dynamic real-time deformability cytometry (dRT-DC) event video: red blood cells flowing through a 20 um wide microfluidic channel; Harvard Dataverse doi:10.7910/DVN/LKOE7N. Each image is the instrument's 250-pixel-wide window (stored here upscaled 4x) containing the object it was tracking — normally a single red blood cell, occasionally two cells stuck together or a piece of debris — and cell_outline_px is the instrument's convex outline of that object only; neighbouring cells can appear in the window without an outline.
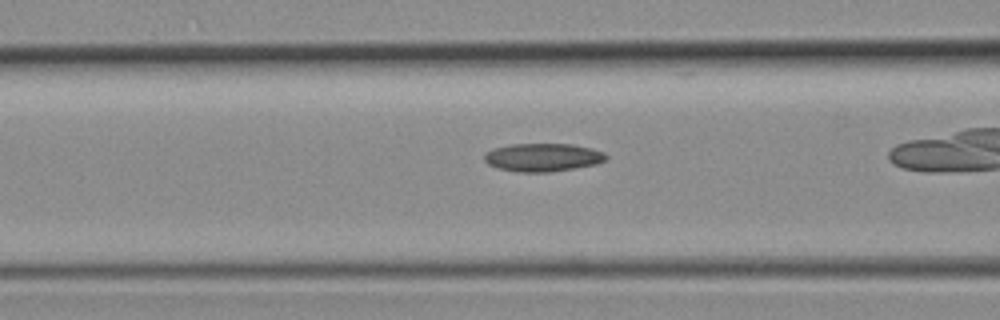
{"species": "common noctule bat (a hibernating species)", "species_latin": "Nyctalus noctula", "temperature_condition": "room temperature", "stored_images_in_passage": 29, "camera_frame_rate_fps": 3000, "um_per_image_px": 0.085, "animal": {"sex": "female", "body_mass_g": 19.3, "forearm_length_mm": 54.1}, "frame": {"image": 1, "passage_image": 13, "time_ms": 4.0, "image_size_px": [1000, 320], "cell_outline_px": [[608, 156], [604, 160], [596, 164], [552, 172], [516, 172], [496, 168], [488, 164], [484, 160], [484, 156], [492, 148], [512, 144], [572, 144], [592, 148], [604, 152]], "centroid_in_image_um": [46.13, 13.38], "position_along_channel_um": 120.5, "area_um2": 20.06}}
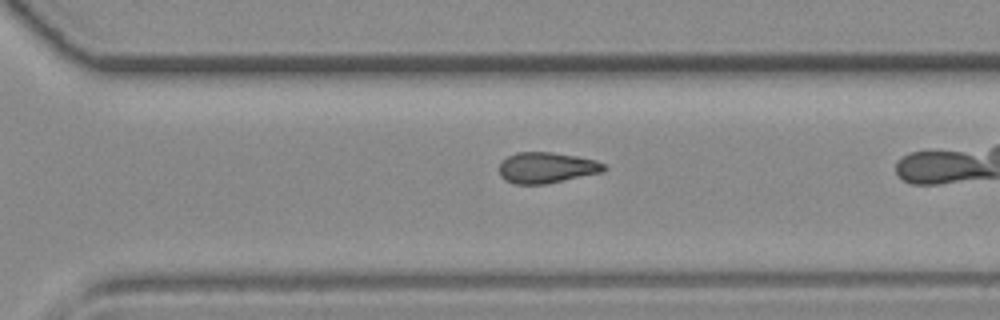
{"frame": {"image": 2, "passage_image": 25, "time_ms": 8.0, "image_size_px": [1000, 320], "cell_outline_px": [[608, 168], [604, 172], [544, 184], [516, 184], [504, 180], [500, 176], [500, 164], [508, 156], [516, 152], [552, 152], [576, 156], [596, 160], [604, 164]], "centroid_in_image_um": [46.48, 14.25], "position_along_channel_um": 324.1, "area_um2": 18.84}}